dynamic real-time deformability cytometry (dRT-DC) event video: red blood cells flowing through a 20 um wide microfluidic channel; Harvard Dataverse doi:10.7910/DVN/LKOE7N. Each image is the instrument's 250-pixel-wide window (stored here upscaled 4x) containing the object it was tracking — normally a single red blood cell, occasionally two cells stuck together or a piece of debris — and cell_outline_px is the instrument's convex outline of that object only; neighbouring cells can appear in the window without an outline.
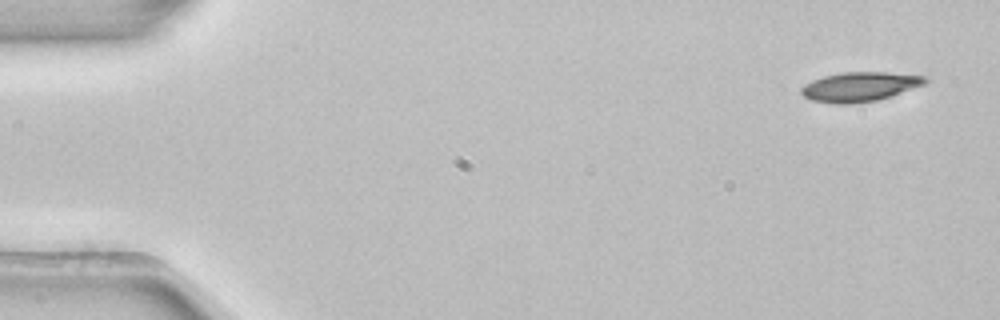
{"species": "common noctule bat (a hibernating species)", "species_latin": "Nyctalus noctula", "temperature_condition": "room temperature", "stored_images_in_passage": 5, "segment_of_instrument_passage": [1, 2], "camera_frame_rate_fps": 3000, "um_per_image_px": 0.085, "animal": {"sex": "female", "body_mass_g": 22.7, "forearm_length_mm": 54.2}, "frame": {"image": 1, "passage_image": 1, "time_ms": 0.0, "image_size_px": [1000, 320], "cell_outline_px": [[928, 80], [924, 84], [892, 96], [876, 100], [848, 104], [836, 104], [812, 100], [804, 96], [800, 92], [800, 88], [804, 84], [812, 80], [824, 76], [844, 72], [888, 72], [928, 76]], "centroid_in_image_um": [73.08, 7.36], "position_along_channel_um": 11.9, "area_um2": 21.27}}
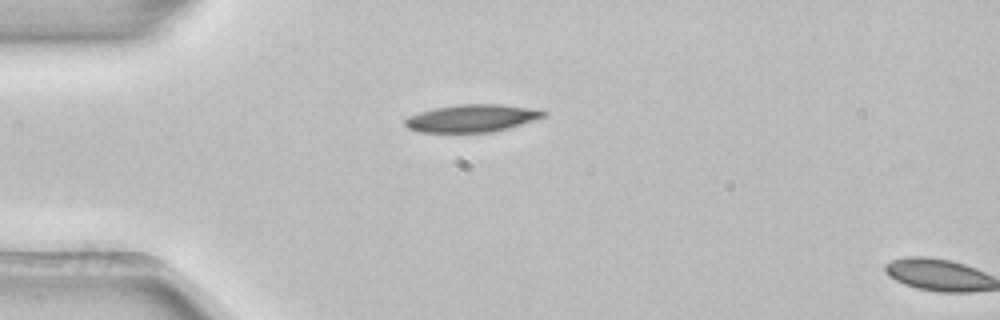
{"frame": {"image": 2, "passage_image": 4, "time_ms": 1.0, "image_size_px": [1000, 320], "cell_outline_px": [[548, 112], [544, 116], [508, 128], [492, 132], [420, 132], [408, 128], [404, 124], [404, 120], [408, 116], [420, 112], [436, 108], [460, 104], [500, 104], [536, 108]], "centroid_in_image_um": [40.11, 10.04], "position_along_channel_um": 44.9, "area_um2": 22.08}}